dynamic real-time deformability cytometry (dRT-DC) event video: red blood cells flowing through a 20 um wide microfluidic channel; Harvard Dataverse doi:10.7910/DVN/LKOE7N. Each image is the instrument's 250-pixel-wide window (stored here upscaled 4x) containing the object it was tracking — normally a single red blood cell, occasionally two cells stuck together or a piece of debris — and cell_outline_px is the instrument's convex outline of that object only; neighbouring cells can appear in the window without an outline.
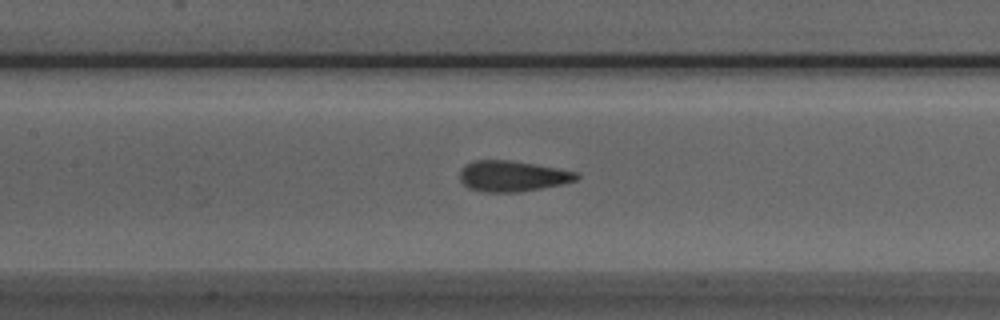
{"species": "Egyptian fruit bat (a non-hibernating species)", "species_latin": "Rousettus aegyptiacus", "temperature_condition": "room temperature", "stored_images_in_passage": 30, "camera_frame_rate_fps": 3000, "um_per_image_px": 0.085, "animal": {"sex": "male"}, "frame": {"image": 1, "passage_image": 11, "time_ms": 3.333, "image_size_px": [1000, 320], "cell_outline_px": [[580, 176], [576, 180], [564, 184], [520, 192], [484, 192], [468, 188], [460, 180], [460, 168], [464, 164], [476, 160], [508, 160], [556, 168], [576, 172]], "centroid_in_image_um": [43.52, 14.98], "position_along_channel_um": 163.9, "area_um2": 20.92}}
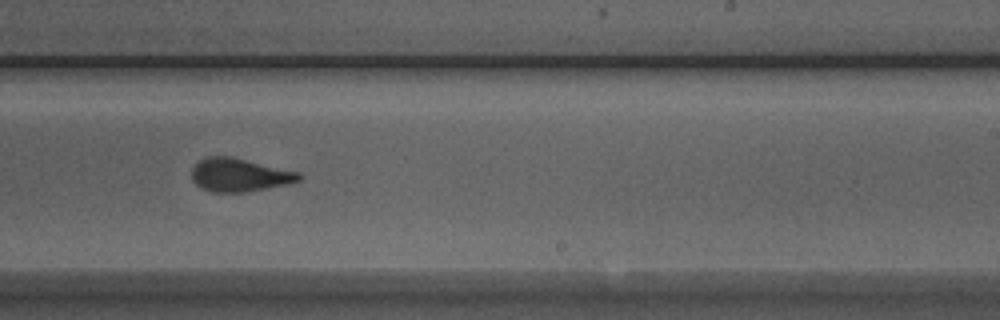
{"frame": {"image": 2, "passage_image": 19, "time_ms": 6.0, "image_size_px": [1000, 320], "cell_outline_px": [[304, 176], [300, 180], [288, 184], [244, 192], [212, 192], [200, 188], [192, 180], [192, 168], [200, 160], [208, 156], [228, 156], [300, 172]], "centroid_in_image_um": [20.35, 14.88], "position_along_channel_um": 268.6, "area_um2": 20.69}}
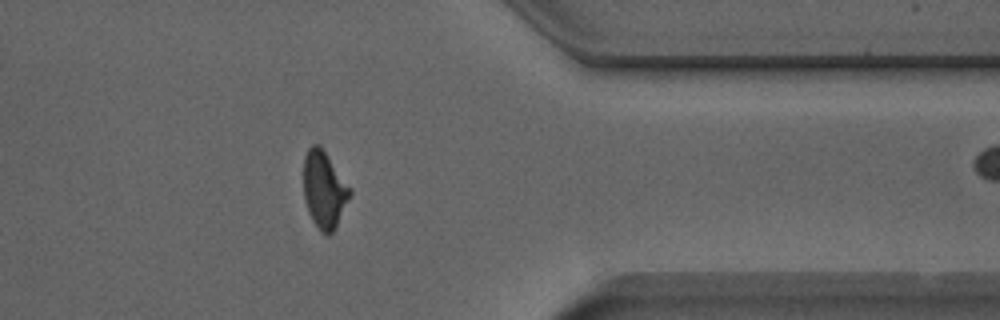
{"frame": {"image": 3, "passage_image": 29, "time_ms": 9.333, "image_size_px": [1000, 320], "cell_outline_px": [[352, 192], [332, 232], [328, 236], [320, 232], [312, 220], [308, 212], [304, 196], [304, 156], [308, 148], [312, 144], [320, 144], [352, 188]], "centroid_in_image_um": [27.55, 16.08], "position_along_channel_um": 383.9, "area_um2": 20.81}}